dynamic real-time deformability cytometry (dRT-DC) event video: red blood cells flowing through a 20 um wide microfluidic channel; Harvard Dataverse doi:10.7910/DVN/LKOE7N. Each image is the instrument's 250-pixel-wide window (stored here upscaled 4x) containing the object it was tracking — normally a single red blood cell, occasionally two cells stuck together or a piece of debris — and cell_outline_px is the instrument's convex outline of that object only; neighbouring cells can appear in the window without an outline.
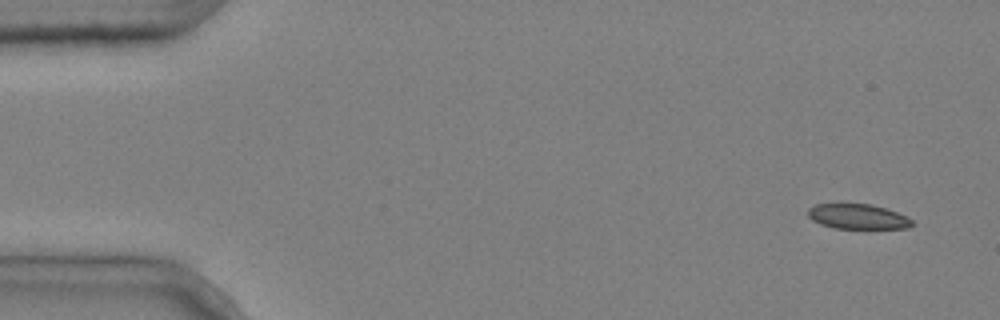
{"species": "common noctule bat (a hibernating species)", "species_latin": "Nyctalus noctula", "temperature_condition": "cold", "stored_images_in_passage": 7, "camera_frame_rate_fps": 3000, "um_per_image_px": 0.085, "animal": {"sex": "male", "body_mass_g": 20.4}, "frame": {"image": 1, "passage_image": 1, "time_ms": 0.0, "image_size_px": [1000, 320], "cell_outline_px": [[916, 224], [908, 228], [836, 228], [820, 224], [812, 220], [808, 216], [808, 208], [816, 204], [872, 204], [908, 216]], "centroid_in_image_um": [72.93, 18.41], "position_along_channel_um": 12.1, "area_um2": 15.14}}
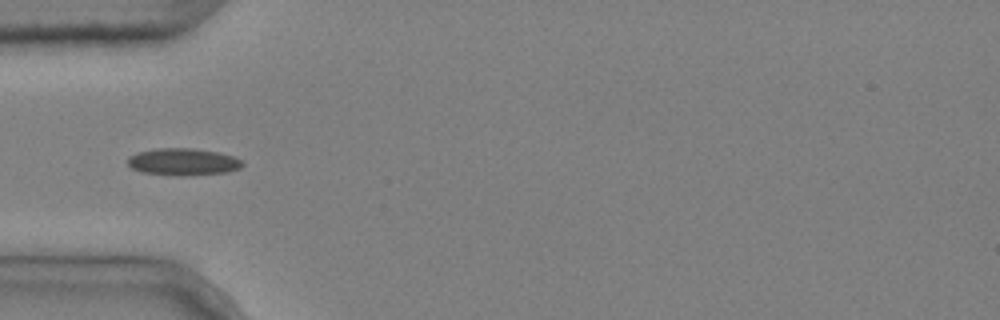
{"frame": {"image": 2, "passage_image": 4, "time_ms": 1.0, "image_size_px": [1000, 320], "cell_outline_px": [[244, 164], [240, 168], [228, 172], [184, 176], [180, 176], [140, 172], [132, 168], [128, 164], [128, 156], [136, 152], [160, 148], [192, 148], [216, 152], [232, 156], [240, 160]], "centroid_in_image_um": [15.53, 13.76], "position_along_channel_um": 69.5, "area_um2": 18.09}}